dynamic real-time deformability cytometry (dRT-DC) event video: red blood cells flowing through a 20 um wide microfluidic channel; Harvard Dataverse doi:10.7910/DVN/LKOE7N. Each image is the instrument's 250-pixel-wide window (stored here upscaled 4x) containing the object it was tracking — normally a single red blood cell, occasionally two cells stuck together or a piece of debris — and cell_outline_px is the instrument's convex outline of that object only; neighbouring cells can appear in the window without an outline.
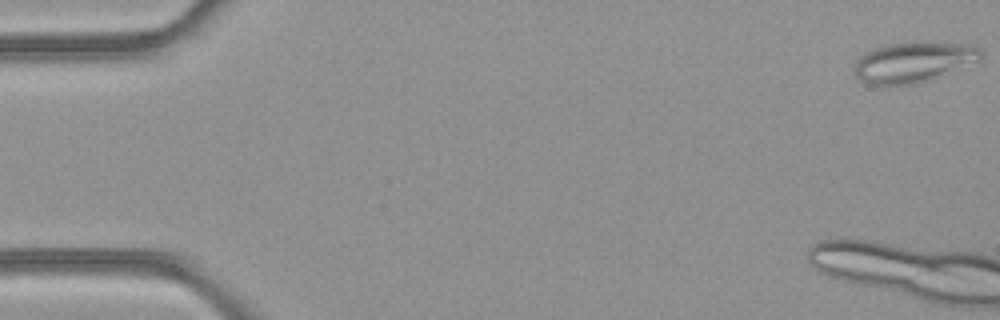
{"species": "common noctule bat (a hibernating species)", "species_latin": "Nyctalus noctula", "temperature_condition": "room temperature", "stored_images_in_passage": 12, "camera_frame_rate_fps": 3000, "um_per_image_px": 0.085, "animal": {"sex": "female", "body_mass_g": 21.9}, "frame": {"image": 1, "passage_image": 1, "time_ms": 0.0, "image_size_px": [1000, 320], "cell_outline_px": [[984, 56], [980, 60], [924, 80], [912, 84], [868, 84], [860, 80], [856, 76], [856, 60], [864, 52], [884, 44], [912, 40], [928, 40], [964, 44], [980, 48], [984, 52]], "centroid_in_image_um": [77.64, 5.2], "position_along_channel_um": 7.4, "area_um2": 29.82}}